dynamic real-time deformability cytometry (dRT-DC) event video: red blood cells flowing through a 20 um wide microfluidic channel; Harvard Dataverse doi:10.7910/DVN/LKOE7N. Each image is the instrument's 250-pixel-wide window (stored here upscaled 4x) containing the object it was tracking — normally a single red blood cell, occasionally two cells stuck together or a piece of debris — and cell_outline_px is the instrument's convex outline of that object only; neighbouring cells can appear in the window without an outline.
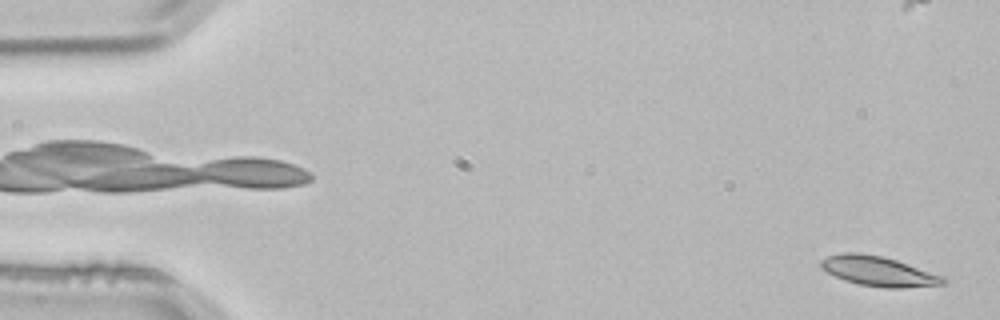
{"species": "common noctule bat (a hibernating species)", "species_latin": "Nyctalus noctula", "temperature_condition": "room temperature", "stored_images_in_passage": 2, "camera_frame_rate_fps": 3000, "um_per_image_px": 0.085, "animal": {"sex": "male", "body_mass_g": 21.5, "forearm_length_mm": 52.0}, "frame": {"image": 1, "passage_image": 2, "time_ms": 0.333, "image_size_px": [1000, 320], "cell_outline_px": [[948, 280], [944, 284], [904, 288], [888, 288], [860, 284], [844, 280], [820, 268], [820, 260], [828, 256], [840, 252], [856, 252], [884, 256], [944, 276]], "centroid_in_image_um": [74.67, 23.04], "position_along_channel_um": 10.3, "area_um2": 21.27}}